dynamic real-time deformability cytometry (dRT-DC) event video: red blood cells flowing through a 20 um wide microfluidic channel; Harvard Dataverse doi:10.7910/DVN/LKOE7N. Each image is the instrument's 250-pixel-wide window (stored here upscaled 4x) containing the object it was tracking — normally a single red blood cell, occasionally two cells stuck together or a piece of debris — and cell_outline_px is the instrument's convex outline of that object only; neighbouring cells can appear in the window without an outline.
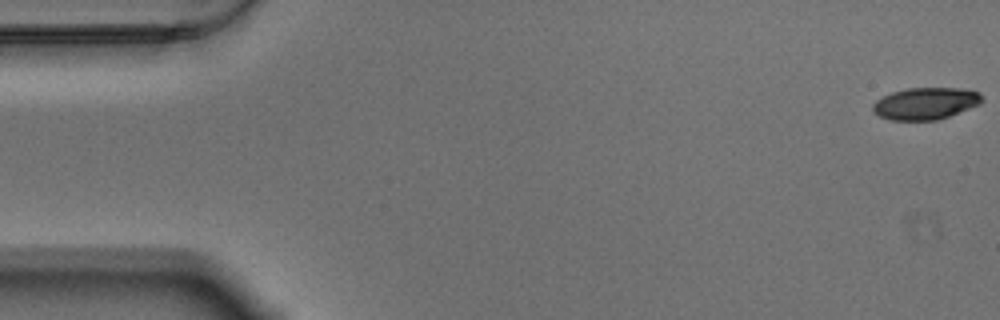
{"species": "Egyptian fruit bat (a non-hibernating species)", "species_latin": "Rousettus aegyptiacus", "temperature_condition": "warm", "stored_images_in_passage": 58, "camera_frame_rate_fps": 3000, "um_per_image_px": 0.085, "animal": {"sex": "male"}, "frame": {"image": 1, "passage_image": 1, "time_ms": 0.0, "image_size_px": [1000, 320], "cell_outline_px": [[984, 100], [980, 104], [948, 116], [936, 120], [892, 120], [880, 116], [872, 112], [872, 104], [876, 100], [892, 92], [908, 88], [960, 88], [980, 92]], "centroid_in_image_um": [78.67, 8.79], "position_along_channel_um": 6.3, "area_um2": 20.29}}
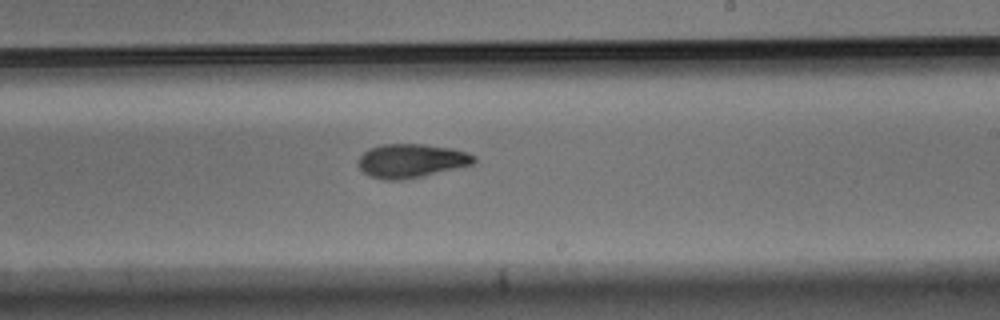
{"frame": {"image": 2, "passage_image": 34, "time_ms": 11.0, "image_size_px": [1000, 320], "cell_outline_px": [[476, 160], [472, 164], [424, 176], [400, 180], [384, 180], [368, 176], [360, 168], [360, 156], [368, 148], [380, 144], [424, 144], [452, 148], [468, 152], [476, 156]], "centroid_in_image_um": [34.97, 13.66], "position_along_channel_um": 254.0, "area_um2": 22.83}}
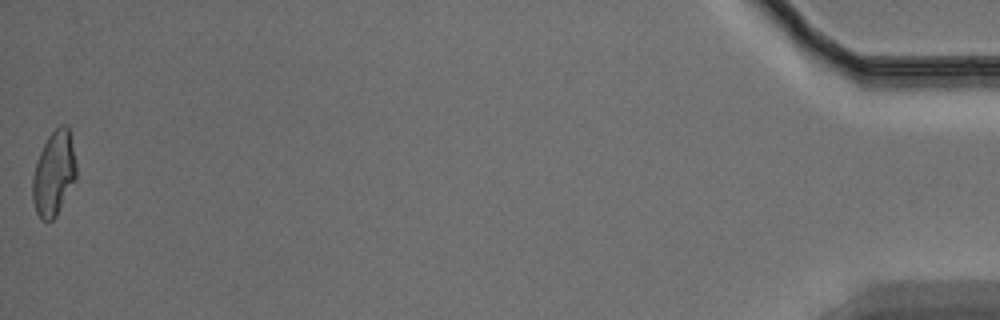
{"frame": {"image": 3, "passage_image": 58, "time_ms": 19.0, "image_size_px": [1000, 320], "cell_outline_px": [[76, 180], [56, 216], [52, 220], [40, 220], [36, 212], [32, 200], [32, 176], [36, 160], [48, 136], [60, 124], [68, 124], [76, 164]], "centroid_in_image_um": [4.57, 14.75], "position_along_channel_um": 430.6, "area_um2": 21.73}, "authors_computed_cell_mechanics": {"area_um2": 22.1374, "velocity_mm_per_s": 3.4755, "shape_relaxation_time_tau1_ms": 5.7427, "shape_relaxation_time_tau2_ms": 5.2157, "deformation_change_tau1": 0.1665, "deformation_change_tau2": 0.1237}}